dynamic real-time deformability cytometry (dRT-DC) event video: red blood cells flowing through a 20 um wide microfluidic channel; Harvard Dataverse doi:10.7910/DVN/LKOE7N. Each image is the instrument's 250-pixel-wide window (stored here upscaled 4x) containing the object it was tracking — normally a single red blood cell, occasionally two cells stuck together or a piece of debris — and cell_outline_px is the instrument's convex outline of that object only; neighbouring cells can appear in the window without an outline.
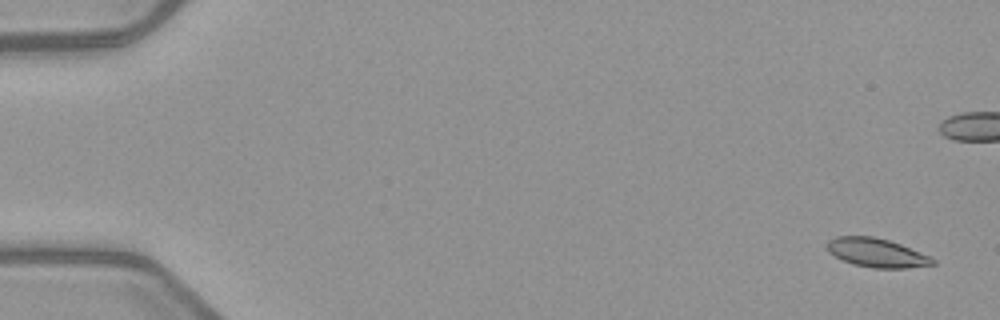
{"species": "common noctule bat (a hibernating species)", "species_latin": "Nyctalus noctula", "temperature_condition": "warm", "stored_images_in_passage": 6, "camera_frame_rate_fps": 3000, "um_per_image_px": 0.085, "animal": {"sex": "female", "body_mass_g": 21.9}, "frame": {"image": 1, "passage_image": 1, "time_ms": 0.0, "image_size_px": [1000, 320], "cell_outline_px": [[936, 264], [908, 268], [872, 268], [852, 264], [828, 252], [824, 244], [828, 240], [836, 236], [872, 236], [888, 240], [900, 244], [928, 256], [936, 260]], "centroid_in_image_um": [74.47, 21.48], "position_along_channel_um": 10.5, "area_um2": 17.74}}
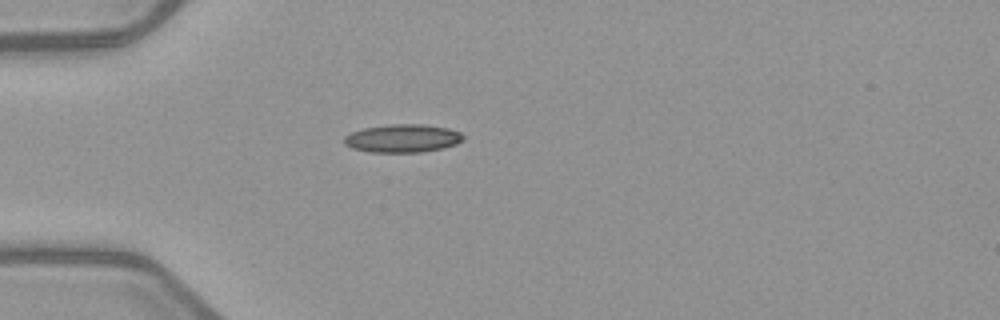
{"frame": {"image": 2, "passage_image": 6, "time_ms": 6.0, "image_size_px": [1000, 320], "cell_outline_px": [[464, 140], [456, 144], [444, 148], [420, 152], [368, 152], [352, 148], [344, 144], [344, 136], [352, 132], [364, 128], [388, 124], [424, 124], [448, 128], [460, 132], [464, 136]], "centroid_in_image_um": [34.23, 11.76], "position_along_channel_um": 50.8, "area_um2": 19.65}}